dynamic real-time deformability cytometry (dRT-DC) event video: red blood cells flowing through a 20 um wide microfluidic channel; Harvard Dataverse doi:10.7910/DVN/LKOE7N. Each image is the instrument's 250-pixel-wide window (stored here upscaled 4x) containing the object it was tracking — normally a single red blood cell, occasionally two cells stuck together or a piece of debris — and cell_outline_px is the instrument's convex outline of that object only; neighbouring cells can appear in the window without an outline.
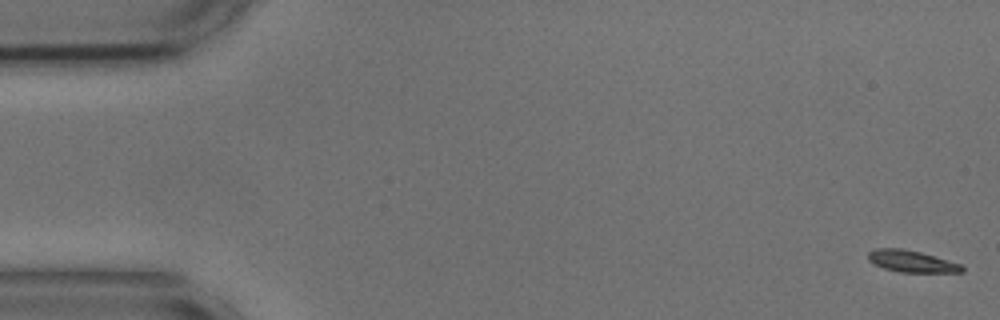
{"species": "common noctule bat (a hibernating species)", "species_latin": "Nyctalus noctula", "temperature_condition": "cold", "stored_images_in_passage": 54, "camera_frame_rate_fps": 3000, "um_per_image_px": 0.085, "animal": {"sex": "male", "body_mass_g": 17.9, "forearm_length_mm": 54.2}, "frame": {"image": 1, "passage_image": 1, "time_ms": 0.0, "image_size_px": [1000, 320], "cell_outline_px": [[964, 272], [900, 272], [884, 268], [868, 260], [868, 252], [876, 248], [900, 248], [920, 252], [960, 264], [964, 268]], "centroid_in_image_um": [77.46, 22.21], "position_along_channel_um": 7.5, "area_um2": 11.68}}
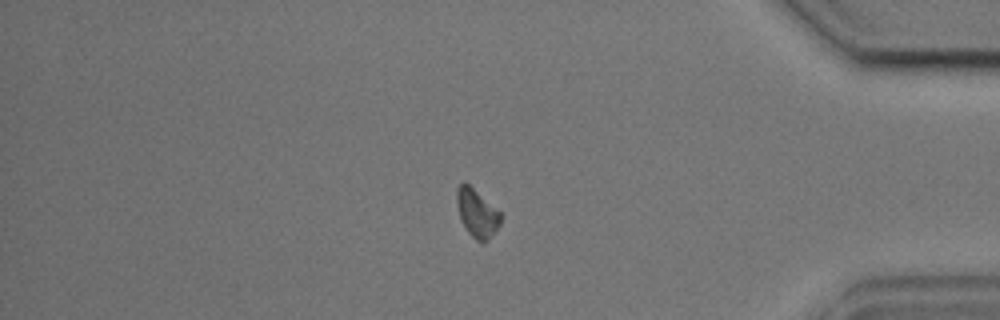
{"frame": {"image": 2, "passage_image": 46, "time_ms": 15.0, "image_size_px": [1000, 320], "cell_outline_px": [[504, 216], [500, 224], [488, 240], [480, 244], [468, 232], [460, 220], [456, 204], [456, 188], [464, 180], [500, 212]], "centroid_in_image_um": [40.53, 18.12], "position_along_channel_um": 394.7, "area_um2": 12.48}}
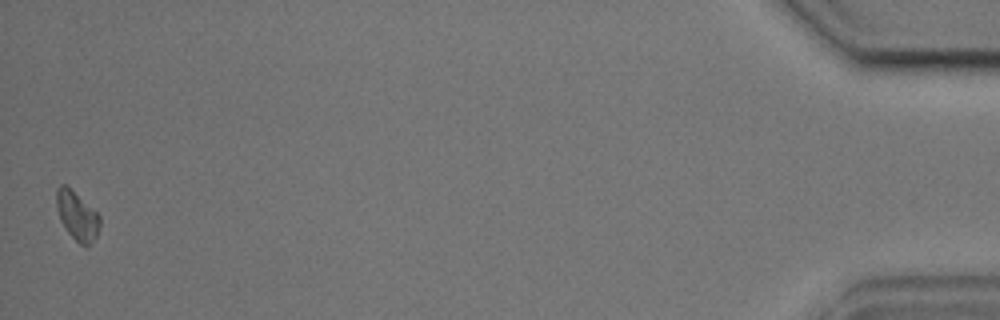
{"frame": {"image": 3, "passage_image": 54, "time_ms": 17.667, "image_size_px": [1000, 320], "cell_outline_px": [[100, 224], [96, 236], [88, 244], [80, 244], [68, 232], [60, 220], [56, 204], [56, 188], [60, 184], [68, 184], [100, 216]], "centroid_in_image_um": [6.52, 18.26], "position_along_channel_um": 428.7, "area_um2": 12.2}, "authors_computed_cell_mechanics": {"area_um2": 12.8605, "velocity_mm_per_s": 3.6498, "shape_relaxation_time_tau1_ms": null, "shape_relaxation_time_tau2_ms": 6.5053, "deformation_change_tau1": null, "deformation_change_tau2": 0.1219}}